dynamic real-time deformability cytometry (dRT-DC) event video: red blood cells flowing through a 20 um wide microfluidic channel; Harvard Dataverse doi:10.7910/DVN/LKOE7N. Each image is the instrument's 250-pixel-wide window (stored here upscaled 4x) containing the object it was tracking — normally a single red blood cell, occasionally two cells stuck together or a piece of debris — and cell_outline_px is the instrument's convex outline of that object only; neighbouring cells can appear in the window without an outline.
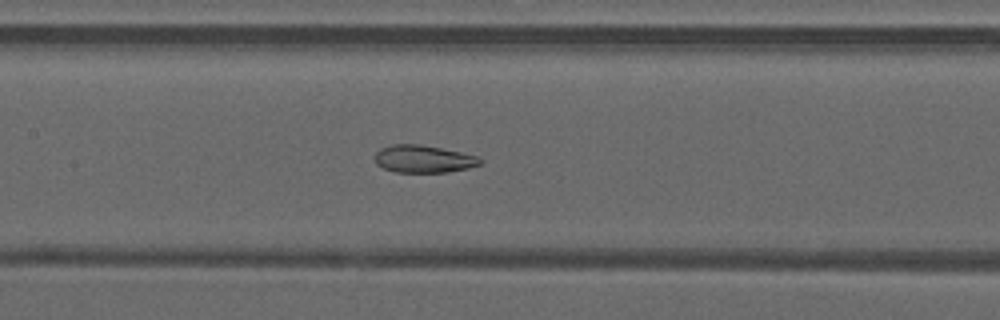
{"species": "common noctule bat (a hibernating species)", "species_latin": "Nyctalus noctula", "temperature_condition": "warm", "stored_images_in_passage": 34, "camera_frame_rate_fps": 3000, "um_per_image_px": 0.085, "animal": {"sex": "male", "forearm_length_mm": 52.5}, "frame": {"image": 1, "passage_image": 9, "time_ms": 2.667, "image_size_px": [1000, 320], "cell_outline_px": [[484, 160], [480, 164], [468, 168], [448, 172], [396, 172], [384, 168], [376, 164], [376, 152], [380, 148], [392, 144], [420, 144], [460, 152], [476, 156]], "centroid_in_image_um": [35.99, 13.51], "position_along_channel_um": 171.4, "area_um2": 16.76}}
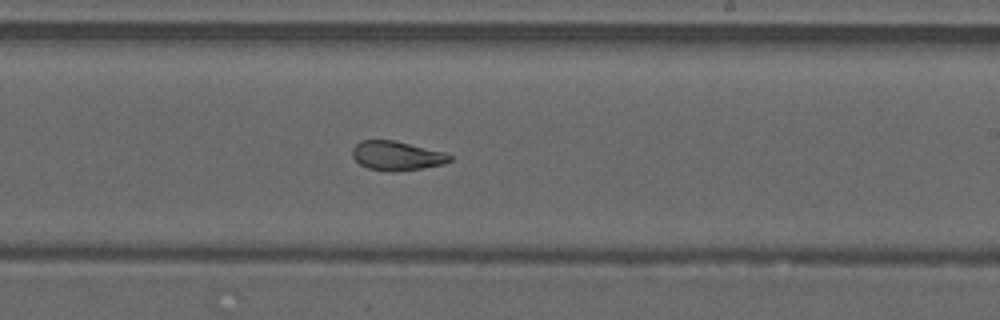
{"frame": {"image": 2, "passage_image": 15, "time_ms": 4.667, "image_size_px": [1000, 320], "cell_outline_px": [[452, 160], [444, 164], [420, 168], [392, 172], [368, 168], [360, 164], [352, 156], [352, 148], [360, 140], [392, 140], [444, 152], [452, 156]], "centroid_in_image_um": [33.7, 13.24], "position_along_channel_um": 255.3, "area_um2": 16.42}}
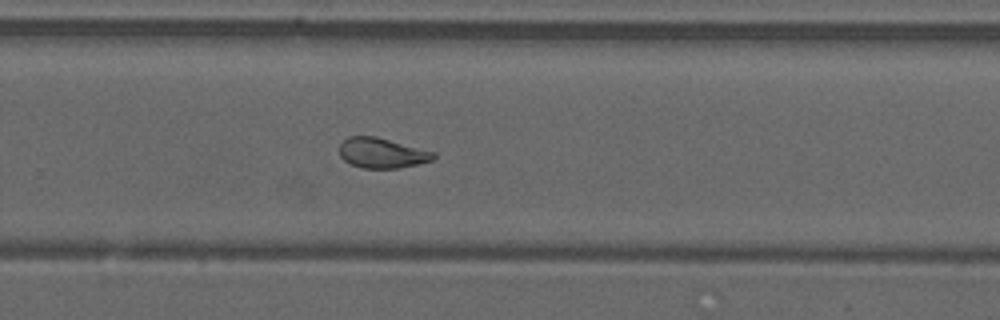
{"frame": {"image": 3, "passage_image": 18, "time_ms": 5.667, "image_size_px": [1000, 320], "cell_outline_px": [[436, 156], [432, 160], [400, 168], [364, 168], [352, 164], [344, 160], [340, 156], [340, 144], [348, 136], [376, 136], [436, 152]], "centroid_in_image_um": [32.47, 12.99], "position_along_channel_um": 297.3, "area_um2": 16.47}, "authors_computed_cell_mechanics": {"area_um2": 17.2533, "velocity_mm_per_s": 4.2181, "shape_relaxation_time_tau1_ms": null, "shape_relaxation_time_tau2_ms": 1.5202, "deformation_change_tau1": null, "deformation_change_tau2": 0.0788}}